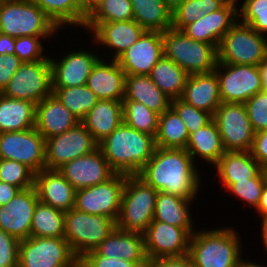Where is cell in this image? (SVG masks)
Segmentation results:
<instances>
[{
	"label": "cell",
	"mask_w": 267,
	"mask_h": 267,
	"mask_svg": "<svg viewBox=\"0 0 267 267\" xmlns=\"http://www.w3.org/2000/svg\"><path fill=\"white\" fill-rule=\"evenodd\" d=\"M137 176L155 190L195 199L200 175L186 149L156 147L152 158Z\"/></svg>",
	"instance_id": "cell-1"
},
{
	"label": "cell",
	"mask_w": 267,
	"mask_h": 267,
	"mask_svg": "<svg viewBox=\"0 0 267 267\" xmlns=\"http://www.w3.org/2000/svg\"><path fill=\"white\" fill-rule=\"evenodd\" d=\"M98 148L116 173L137 175L152 158L156 145L153 136L122 122Z\"/></svg>",
	"instance_id": "cell-2"
},
{
	"label": "cell",
	"mask_w": 267,
	"mask_h": 267,
	"mask_svg": "<svg viewBox=\"0 0 267 267\" xmlns=\"http://www.w3.org/2000/svg\"><path fill=\"white\" fill-rule=\"evenodd\" d=\"M239 238L231 227L195 231L188 253L193 267H238L242 253Z\"/></svg>",
	"instance_id": "cell-3"
},
{
	"label": "cell",
	"mask_w": 267,
	"mask_h": 267,
	"mask_svg": "<svg viewBox=\"0 0 267 267\" xmlns=\"http://www.w3.org/2000/svg\"><path fill=\"white\" fill-rule=\"evenodd\" d=\"M158 191L137 175H127L122 191L119 230L143 234L153 221Z\"/></svg>",
	"instance_id": "cell-4"
},
{
	"label": "cell",
	"mask_w": 267,
	"mask_h": 267,
	"mask_svg": "<svg viewBox=\"0 0 267 267\" xmlns=\"http://www.w3.org/2000/svg\"><path fill=\"white\" fill-rule=\"evenodd\" d=\"M162 39L164 57L175 62L189 75L215 70L218 50L213 44L193 40L174 28L164 31Z\"/></svg>",
	"instance_id": "cell-5"
},
{
	"label": "cell",
	"mask_w": 267,
	"mask_h": 267,
	"mask_svg": "<svg viewBox=\"0 0 267 267\" xmlns=\"http://www.w3.org/2000/svg\"><path fill=\"white\" fill-rule=\"evenodd\" d=\"M59 28L31 0H3L0 6V33L11 37L53 36Z\"/></svg>",
	"instance_id": "cell-6"
},
{
	"label": "cell",
	"mask_w": 267,
	"mask_h": 267,
	"mask_svg": "<svg viewBox=\"0 0 267 267\" xmlns=\"http://www.w3.org/2000/svg\"><path fill=\"white\" fill-rule=\"evenodd\" d=\"M116 227V221L104 215L75 208L65 212L64 238L78 259L96 249Z\"/></svg>",
	"instance_id": "cell-7"
},
{
	"label": "cell",
	"mask_w": 267,
	"mask_h": 267,
	"mask_svg": "<svg viewBox=\"0 0 267 267\" xmlns=\"http://www.w3.org/2000/svg\"><path fill=\"white\" fill-rule=\"evenodd\" d=\"M217 50L219 63L258 66L267 57V38L238 20Z\"/></svg>",
	"instance_id": "cell-8"
},
{
	"label": "cell",
	"mask_w": 267,
	"mask_h": 267,
	"mask_svg": "<svg viewBox=\"0 0 267 267\" xmlns=\"http://www.w3.org/2000/svg\"><path fill=\"white\" fill-rule=\"evenodd\" d=\"M2 94L5 97L38 104L52 94L50 58L23 62Z\"/></svg>",
	"instance_id": "cell-9"
},
{
	"label": "cell",
	"mask_w": 267,
	"mask_h": 267,
	"mask_svg": "<svg viewBox=\"0 0 267 267\" xmlns=\"http://www.w3.org/2000/svg\"><path fill=\"white\" fill-rule=\"evenodd\" d=\"M77 259L65 238L30 236L19 244L18 267H73Z\"/></svg>",
	"instance_id": "cell-10"
},
{
	"label": "cell",
	"mask_w": 267,
	"mask_h": 267,
	"mask_svg": "<svg viewBox=\"0 0 267 267\" xmlns=\"http://www.w3.org/2000/svg\"><path fill=\"white\" fill-rule=\"evenodd\" d=\"M226 151L249 152L255 132L244 103L222 102L213 115Z\"/></svg>",
	"instance_id": "cell-11"
},
{
	"label": "cell",
	"mask_w": 267,
	"mask_h": 267,
	"mask_svg": "<svg viewBox=\"0 0 267 267\" xmlns=\"http://www.w3.org/2000/svg\"><path fill=\"white\" fill-rule=\"evenodd\" d=\"M126 174L115 173L110 179L77 189L74 208L88 214L104 215L117 221Z\"/></svg>",
	"instance_id": "cell-12"
},
{
	"label": "cell",
	"mask_w": 267,
	"mask_h": 267,
	"mask_svg": "<svg viewBox=\"0 0 267 267\" xmlns=\"http://www.w3.org/2000/svg\"><path fill=\"white\" fill-rule=\"evenodd\" d=\"M98 142L80 122L75 127L45 141V169L57 170L63 164L98 149Z\"/></svg>",
	"instance_id": "cell-13"
},
{
	"label": "cell",
	"mask_w": 267,
	"mask_h": 267,
	"mask_svg": "<svg viewBox=\"0 0 267 267\" xmlns=\"http://www.w3.org/2000/svg\"><path fill=\"white\" fill-rule=\"evenodd\" d=\"M45 141L35 127L0 133V159L20 162L36 174L45 169Z\"/></svg>",
	"instance_id": "cell-14"
},
{
	"label": "cell",
	"mask_w": 267,
	"mask_h": 267,
	"mask_svg": "<svg viewBox=\"0 0 267 267\" xmlns=\"http://www.w3.org/2000/svg\"><path fill=\"white\" fill-rule=\"evenodd\" d=\"M214 71L222 102L245 103L262 90L258 66L217 62Z\"/></svg>",
	"instance_id": "cell-15"
},
{
	"label": "cell",
	"mask_w": 267,
	"mask_h": 267,
	"mask_svg": "<svg viewBox=\"0 0 267 267\" xmlns=\"http://www.w3.org/2000/svg\"><path fill=\"white\" fill-rule=\"evenodd\" d=\"M194 229H184L168 223L152 221L143 233L148 261L163 257L188 255Z\"/></svg>",
	"instance_id": "cell-16"
},
{
	"label": "cell",
	"mask_w": 267,
	"mask_h": 267,
	"mask_svg": "<svg viewBox=\"0 0 267 267\" xmlns=\"http://www.w3.org/2000/svg\"><path fill=\"white\" fill-rule=\"evenodd\" d=\"M38 201L35 186L20 190L7 204L0 206V229L20 241L29 238Z\"/></svg>",
	"instance_id": "cell-17"
},
{
	"label": "cell",
	"mask_w": 267,
	"mask_h": 267,
	"mask_svg": "<svg viewBox=\"0 0 267 267\" xmlns=\"http://www.w3.org/2000/svg\"><path fill=\"white\" fill-rule=\"evenodd\" d=\"M163 56L162 33L144 31L138 41L124 51L116 61L125 74L149 75Z\"/></svg>",
	"instance_id": "cell-18"
},
{
	"label": "cell",
	"mask_w": 267,
	"mask_h": 267,
	"mask_svg": "<svg viewBox=\"0 0 267 267\" xmlns=\"http://www.w3.org/2000/svg\"><path fill=\"white\" fill-rule=\"evenodd\" d=\"M57 170L76 190L100 184L116 173L99 148L63 164Z\"/></svg>",
	"instance_id": "cell-19"
},
{
	"label": "cell",
	"mask_w": 267,
	"mask_h": 267,
	"mask_svg": "<svg viewBox=\"0 0 267 267\" xmlns=\"http://www.w3.org/2000/svg\"><path fill=\"white\" fill-rule=\"evenodd\" d=\"M238 9L236 4L225 3L218 10L206 13L187 25L182 31L193 40L213 44L218 49L225 33L238 21Z\"/></svg>",
	"instance_id": "cell-20"
},
{
	"label": "cell",
	"mask_w": 267,
	"mask_h": 267,
	"mask_svg": "<svg viewBox=\"0 0 267 267\" xmlns=\"http://www.w3.org/2000/svg\"><path fill=\"white\" fill-rule=\"evenodd\" d=\"M100 58L91 51H69L62 59L50 58L52 67V87H74L87 83L93 66Z\"/></svg>",
	"instance_id": "cell-21"
},
{
	"label": "cell",
	"mask_w": 267,
	"mask_h": 267,
	"mask_svg": "<svg viewBox=\"0 0 267 267\" xmlns=\"http://www.w3.org/2000/svg\"><path fill=\"white\" fill-rule=\"evenodd\" d=\"M34 186L40 202L62 212L74 208L76 189L58 170L39 171Z\"/></svg>",
	"instance_id": "cell-22"
},
{
	"label": "cell",
	"mask_w": 267,
	"mask_h": 267,
	"mask_svg": "<svg viewBox=\"0 0 267 267\" xmlns=\"http://www.w3.org/2000/svg\"><path fill=\"white\" fill-rule=\"evenodd\" d=\"M80 120L52 93L36 105L35 128L51 138L75 127Z\"/></svg>",
	"instance_id": "cell-23"
},
{
	"label": "cell",
	"mask_w": 267,
	"mask_h": 267,
	"mask_svg": "<svg viewBox=\"0 0 267 267\" xmlns=\"http://www.w3.org/2000/svg\"><path fill=\"white\" fill-rule=\"evenodd\" d=\"M84 256H104L121 258L130 262H149L141 233L125 232L117 227L93 251Z\"/></svg>",
	"instance_id": "cell-24"
},
{
	"label": "cell",
	"mask_w": 267,
	"mask_h": 267,
	"mask_svg": "<svg viewBox=\"0 0 267 267\" xmlns=\"http://www.w3.org/2000/svg\"><path fill=\"white\" fill-rule=\"evenodd\" d=\"M125 72L116 60L107 63L102 58L93 66L87 79L90 88L99 100L122 101L125 96Z\"/></svg>",
	"instance_id": "cell-25"
},
{
	"label": "cell",
	"mask_w": 267,
	"mask_h": 267,
	"mask_svg": "<svg viewBox=\"0 0 267 267\" xmlns=\"http://www.w3.org/2000/svg\"><path fill=\"white\" fill-rule=\"evenodd\" d=\"M181 99L199 110L214 115L222 103L216 72L189 75Z\"/></svg>",
	"instance_id": "cell-26"
},
{
	"label": "cell",
	"mask_w": 267,
	"mask_h": 267,
	"mask_svg": "<svg viewBox=\"0 0 267 267\" xmlns=\"http://www.w3.org/2000/svg\"><path fill=\"white\" fill-rule=\"evenodd\" d=\"M145 30L135 21L101 22L93 31L95 42L115 50L113 60L138 41Z\"/></svg>",
	"instance_id": "cell-27"
},
{
	"label": "cell",
	"mask_w": 267,
	"mask_h": 267,
	"mask_svg": "<svg viewBox=\"0 0 267 267\" xmlns=\"http://www.w3.org/2000/svg\"><path fill=\"white\" fill-rule=\"evenodd\" d=\"M99 143L123 122L122 101L98 100L80 121Z\"/></svg>",
	"instance_id": "cell-28"
},
{
	"label": "cell",
	"mask_w": 267,
	"mask_h": 267,
	"mask_svg": "<svg viewBox=\"0 0 267 267\" xmlns=\"http://www.w3.org/2000/svg\"><path fill=\"white\" fill-rule=\"evenodd\" d=\"M123 100L142 103L159 115L171 106V99L157 87L149 75L126 74Z\"/></svg>",
	"instance_id": "cell-29"
},
{
	"label": "cell",
	"mask_w": 267,
	"mask_h": 267,
	"mask_svg": "<svg viewBox=\"0 0 267 267\" xmlns=\"http://www.w3.org/2000/svg\"><path fill=\"white\" fill-rule=\"evenodd\" d=\"M214 166L222 184L252 179L262 170L250 151H226Z\"/></svg>",
	"instance_id": "cell-30"
},
{
	"label": "cell",
	"mask_w": 267,
	"mask_h": 267,
	"mask_svg": "<svg viewBox=\"0 0 267 267\" xmlns=\"http://www.w3.org/2000/svg\"><path fill=\"white\" fill-rule=\"evenodd\" d=\"M35 116L36 104L0 93V133L34 128Z\"/></svg>",
	"instance_id": "cell-31"
},
{
	"label": "cell",
	"mask_w": 267,
	"mask_h": 267,
	"mask_svg": "<svg viewBox=\"0 0 267 267\" xmlns=\"http://www.w3.org/2000/svg\"><path fill=\"white\" fill-rule=\"evenodd\" d=\"M185 149L191 155L194 163L195 156H199L213 166L226 152L217 124L214 120L189 134Z\"/></svg>",
	"instance_id": "cell-32"
},
{
	"label": "cell",
	"mask_w": 267,
	"mask_h": 267,
	"mask_svg": "<svg viewBox=\"0 0 267 267\" xmlns=\"http://www.w3.org/2000/svg\"><path fill=\"white\" fill-rule=\"evenodd\" d=\"M193 200L158 191L153 221L184 229H195L192 228L193 221L189 211V205Z\"/></svg>",
	"instance_id": "cell-33"
},
{
	"label": "cell",
	"mask_w": 267,
	"mask_h": 267,
	"mask_svg": "<svg viewBox=\"0 0 267 267\" xmlns=\"http://www.w3.org/2000/svg\"><path fill=\"white\" fill-rule=\"evenodd\" d=\"M133 20L145 31L163 33L172 28V12L163 0H131Z\"/></svg>",
	"instance_id": "cell-34"
},
{
	"label": "cell",
	"mask_w": 267,
	"mask_h": 267,
	"mask_svg": "<svg viewBox=\"0 0 267 267\" xmlns=\"http://www.w3.org/2000/svg\"><path fill=\"white\" fill-rule=\"evenodd\" d=\"M149 76L168 98L174 100L182 97L189 74L175 62L163 56Z\"/></svg>",
	"instance_id": "cell-35"
},
{
	"label": "cell",
	"mask_w": 267,
	"mask_h": 267,
	"mask_svg": "<svg viewBox=\"0 0 267 267\" xmlns=\"http://www.w3.org/2000/svg\"><path fill=\"white\" fill-rule=\"evenodd\" d=\"M188 139L186 125L171 107L159 115L156 147L185 149Z\"/></svg>",
	"instance_id": "cell-36"
},
{
	"label": "cell",
	"mask_w": 267,
	"mask_h": 267,
	"mask_svg": "<svg viewBox=\"0 0 267 267\" xmlns=\"http://www.w3.org/2000/svg\"><path fill=\"white\" fill-rule=\"evenodd\" d=\"M65 212L37 202L30 229L31 237L64 238Z\"/></svg>",
	"instance_id": "cell-37"
},
{
	"label": "cell",
	"mask_w": 267,
	"mask_h": 267,
	"mask_svg": "<svg viewBox=\"0 0 267 267\" xmlns=\"http://www.w3.org/2000/svg\"><path fill=\"white\" fill-rule=\"evenodd\" d=\"M39 6L58 28L65 25L82 27L86 23L80 5L75 0H31Z\"/></svg>",
	"instance_id": "cell-38"
},
{
	"label": "cell",
	"mask_w": 267,
	"mask_h": 267,
	"mask_svg": "<svg viewBox=\"0 0 267 267\" xmlns=\"http://www.w3.org/2000/svg\"><path fill=\"white\" fill-rule=\"evenodd\" d=\"M52 93L80 121L99 100L86 84L74 87H52Z\"/></svg>",
	"instance_id": "cell-39"
},
{
	"label": "cell",
	"mask_w": 267,
	"mask_h": 267,
	"mask_svg": "<svg viewBox=\"0 0 267 267\" xmlns=\"http://www.w3.org/2000/svg\"><path fill=\"white\" fill-rule=\"evenodd\" d=\"M123 122L139 132L149 134L155 138L158 130L159 114L150 110L144 104L123 100Z\"/></svg>",
	"instance_id": "cell-40"
},
{
	"label": "cell",
	"mask_w": 267,
	"mask_h": 267,
	"mask_svg": "<svg viewBox=\"0 0 267 267\" xmlns=\"http://www.w3.org/2000/svg\"><path fill=\"white\" fill-rule=\"evenodd\" d=\"M130 20H133L131 0H104L86 19L84 27L92 32L101 22Z\"/></svg>",
	"instance_id": "cell-41"
},
{
	"label": "cell",
	"mask_w": 267,
	"mask_h": 267,
	"mask_svg": "<svg viewBox=\"0 0 267 267\" xmlns=\"http://www.w3.org/2000/svg\"><path fill=\"white\" fill-rule=\"evenodd\" d=\"M225 3L223 0H185L172 13V28L182 31L187 25L206 13L218 10Z\"/></svg>",
	"instance_id": "cell-42"
},
{
	"label": "cell",
	"mask_w": 267,
	"mask_h": 267,
	"mask_svg": "<svg viewBox=\"0 0 267 267\" xmlns=\"http://www.w3.org/2000/svg\"><path fill=\"white\" fill-rule=\"evenodd\" d=\"M0 181L24 190L34 186L35 173L20 162L0 159Z\"/></svg>",
	"instance_id": "cell-43"
},
{
	"label": "cell",
	"mask_w": 267,
	"mask_h": 267,
	"mask_svg": "<svg viewBox=\"0 0 267 267\" xmlns=\"http://www.w3.org/2000/svg\"><path fill=\"white\" fill-rule=\"evenodd\" d=\"M266 183L265 175L261 170L254 178L243 181H236L233 184H222L227 192H232L235 196L257 208L260 201L263 187Z\"/></svg>",
	"instance_id": "cell-44"
},
{
	"label": "cell",
	"mask_w": 267,
	"mask_h": 267,
	"mask_svg": "<svg viewBox=\"0 0 267 267\" xmlns=\"http://www.w3.org/2000/svg\"><path fill=\"white\" fill-rule=\"evenodd\" d=\"M240 8L238 19L242 23L260 34H267V0H244Z\"/></svg>",
	"instance_id": "cell-45"
},
{
	"label": "cell",
	"mask_w": 267,
	"mask_h": 267,
	"mask_svg": "<svg viewBox=\"0 0 267 267\" xmlns=\"http://www.w3.org/2000/svg\"><path fill=\"white\" fill-rule=\"evenodd\" d=\"M170 107L182 119L189 134L206 126L213 120L212 114L193 107L181 98L171 100Z\"/></svg>",
	"instance_id": "cell-46"
},
{
	"label": "cell",
	"mask_w": 267,
	"mask_h": 267,
	"mask_svg": "<svg viewBox=\"0 0 267 267\" xmlns=\"http://www.w3.org/2000/svg\"><path fill=\"white\" fill-rule=\"evenodd\" d=\"M244 105L254 132L267 130V92L261 90Z\"/></svg>",
	"instance_id": "cell-47"
},
{
	"label": "cell",
	"mask_w": 267,
	"mask_h": 267,
	"mask_svg": "<svg viewBox=\"0 0 267 267\" xmlns=\"http://www.w3.org/2000/svg\"><path fill=\"white\" fill-rule=\"evenodd\" d=\"M42 38L48 36H23L15 38L14 54L23 62H34L47 59L42 53L44 47L41 43Z\"/></svg>",
	"instance_id": "cell-48"
},
{
	"label": "cell",
	"mask_w": 267,
	"mask_h": 267,
	"mask_svg": "<svg viewBox=\"0 0 267 267\" xmlns=\"http://www.w3.org/2000/svg\"><path fill=\"white\" fill-rule=\"evenodd\" d=\"M20 240L0 229V267H18Z\"/></svg>",
	"instance_id": "cell-49"
},
{
	"label": "cell",
	"mask_w": 267,
	"mask_h": 267,
	"mask_svg": "<svg viewBox=\"0 0 267 267\" xmlns=\"http://www.w3.org/2000/svg\"><path fill=\"white\" fill-rule=\"evenodd\" d=\"M88 267H148L149 262H130L121 258L83 256L80 258Z\"/></svg>",
	"instance_id": "cell-50"
},
{
	"label": "cell",
	"mask_w": 267,
	"mask_h": 267,
	"mask_svg": "<svg viewBox=\"0 0 267 267\" xmlns=\"http://www.w3.org/2000/svg\"><path fill=\"white\" fill-rule=\"evenodd\" d=\"M22 63L15 54L0 55V93L8 86Z\"/></svg>",
	"instance_id": "cell-51"
},
{
	"label": "cell",
	"mask_w": 267,
	"mask_h": 267,
	"mask_svg": "<svg viewBox=\"0 0 267 267\" xmlns=\"http://www.w3.org/2000/svg\"><path fill=\"white\" fill-rule=\"evenodd\" d=\"M250 152L262 167L267 164V130L255 133Z\"/></svg>",
	"instance_id": "cell-52"
},
{
	"label": "cell",
	"mask_w": 267,
	"mask_h": 267,
	"mask_svg": "<svg viewBox=\"0 0 267 267\" xmlns=\"http://www.w3.org/2000/svg\"><path fill=\"white\" fill-rule=\"evenodd\" d=\"M148 267H193L189 255L181 257H163L149 262Z\"/></svg>",
	"instance_id": "cell-53"
},
{
	"label": "cell",
	"mask_w": 267,
	"mask_h": 267,
	"mask_svg": "<svg viewBox=\"0 0 267 267\" xmlns=\"http://www.w3.org/2000/svg\"><path fill=\"white\" fill-rule=\"evenodd\" d=\"M20 190L17 186L0 181V206L7 204Z\"/></svg>",
	"instance_id": "cell-54"
},
{
	"label": "cell",
	"mask_w": 267,
	"mask_h": 267,
	"mask_svg": "<svg viewBox=\"0 0 267 267\" xmlns=\"http://www.w3.org/2000/svg\"><path fill=\"white\" fill-rule=\"evenodd\" d=\"M15 38L0 33V55L14 54Z\"/></svg>",
	"instance_id": "cell-55"
},
{
	"label": "cell",
	"mask_w": 267,
	"mask_h": 267,
	"mask_svg": "<svg viewBox=\"0 0 267 267\" xmlns=\"http://www.w3.org/2000/svg\"><path fill=\"white\" fill-rule=\"evenodd\" d=\"M103 1L104 0H82L81 10L83 15L88 18Z\"/></svg>",
	"instance_id": "cell-56"
},
{
	"label": "cell",
	"mask_w": 267,
	"mask_h": 267,
	"mask_svg": "<svg viewBox=\"0 0 267 267\" xmlns=\"http://www.w3.org/2000/svg\"><path fill=\"white\" fill-rule=\"evenodd\" d=\"M256 209L259 215H261V217L267 215V184L266 183L263 187L261 198Z\"/></svg>",
	"instance_id": "cell-57"
},
{
	"label": "cell",
	"mask_w": 267,
	"mask_h": 267,
	"mask_svg": "<svg viewBox=\"0 0 267 267\" xmlns=\"http://www.w3.org/2000/svg\"><path fill=\"white\" fill-rule=\"evenodd\" d=\"M258 70L262 81V90L267 92V57L259 63Z\"/></svg>",
	"instance_id": "cell-58"
},
{
	"label": "cell",
	"mask_w": 267,
	"mask_h": 267,
	"mask_svg": "<svg viewBox=\"0 0 267 267\" xmlns=\"http://www.w3.org/2000/svg\"><path fill=\"white\" fill-rule=\"evenodd\" d=\"M261 221H262V230H261V233H262V242H263V246L266 248L265 251H267V215L266 216H262L261 217Z\"/></svg>",
	"instance_id": "cell-59"
},
{
	"label": "cell",
	"mask_w": 267,
	"mask_h": 267,
	"mask_svg": "<svg viewBox=\"0 0 267 267\" xmlns=\"http://www.w3.org/2000/svg\"><path fill=\"white\" fill-rule=\"evenodd\" d=\"M185 0H163L166 7L173 13Z\"/></svg>",
	"instance_id": "cell-60"
},
{
	"label": "cell",
	"mask_w": 267,
	"mask_h": 267,
	"mask_svg": "<svg viewBox=\"0 0 267 267\" xmlns=\"http://www.w3.org/2000/svg\"><path fill=\"white\" fill-rule=\"evenodd\" d=\"M238 267H266V266H261L259 264H256L254 262L250 261H245L241 258L239 266Z\"/></svg>",
	"instance_id": "cell-61"
},
{
	"label": "cell",
	"mask_w": 267,
	"mask_h": 267,
	"mask_svg": "<svg viewBox=\"0 0 267 267\" xmlns=\"http://www.w3.org/2000/svg\"><path fill=\"white\" fill-rule=\"evenodd\" d=\"M73 267H88L81 259H77Z\"/></svg>",
	"instance_id": "cell-62"
},
{
	"label": "cell",
	"mask_w": 267,
	"mask_h": 267,
	"mask_svg": "<svg viewBox=\"0 0 267 267\" xmlns=\"http://www.w3.org/2000/svg\"><path fill=\"white\" fill-rule=\"evenodd\" d=\"M262 170H263V172H264L265 180H266V184H267V164H265V165L262 167Z\"/></svg>",
	"instance_id": "cell-63"
},
{
	"label": "cell",
	"mask_w": 267,
	"mask_h": 267,
	"mask_svg": "<svg viewBox=\"0 0 267 267\" xmlns=\"http://www.w3.org/2000/svg\"><path fill=\"white\" fill-rule=\"evenodd\" d=\"M223 1H225L226 3H231V4H236V5L238 2V0H223Z\"/></svg>",
	"instance_id": "cell-64"
},
{
	"label": "cell",
	"mask_w": 267,
	"mask_h": 267,
	"mask_svg": "<svg viewBox=\"0 0 267 267\" xmlns=\"http://www.w3.org/2000/svg\"><path fill=\"white\" fill-rule=\"evenodd\" d=\"M79 5H80V7H81V1L82 0H75Z\"/></svg>",
	"instance_id": "cell-65"
}]
</instances>
